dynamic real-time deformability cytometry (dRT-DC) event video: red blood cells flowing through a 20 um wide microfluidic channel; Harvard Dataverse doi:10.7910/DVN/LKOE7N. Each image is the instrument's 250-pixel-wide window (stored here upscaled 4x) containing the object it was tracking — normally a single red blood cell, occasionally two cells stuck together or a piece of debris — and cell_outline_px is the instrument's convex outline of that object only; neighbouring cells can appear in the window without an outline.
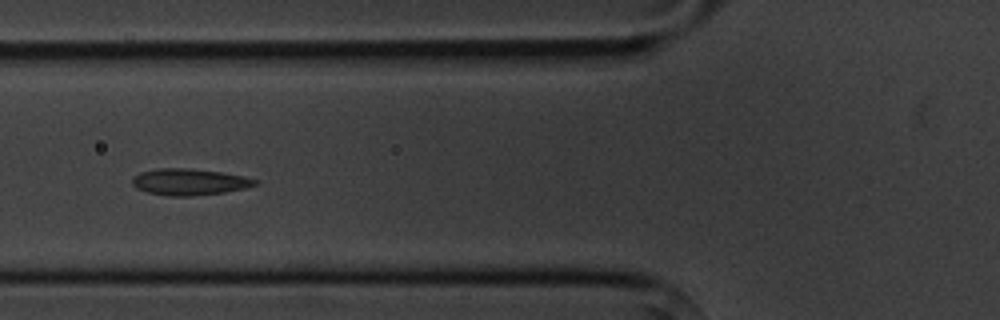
{"species": "common noctule bat (a hibernating species)", "species_latin": "Nyctalus noctula", "temperature_condition": "cold", "stored_images_in_passage": 9, "camera_frame_rate_fps": 3000, "um_per_image_px": 0.085, "animal": {"sex": "male", "body_mass_g": 20.1, "forearm_length_mm": 53.5}, "frame": {"image": 1, "passage_image": 6, "time_ms": 6.0, "image_size_px": [1000, 320], "cell_outline_px": [[260, 180], [256, 184], [244, 188], [224, 192], [192, 196], [168, 196], [148, 192], [136, 188], [132, 184], [132, 176], [140, 172], [156, 168], [192, 168], [220, 172], [244, 176]], "centroid_in_image_um": [16.06, 15.45], "position_along_channel_um": 109.7, "area_um2": 19.02}}
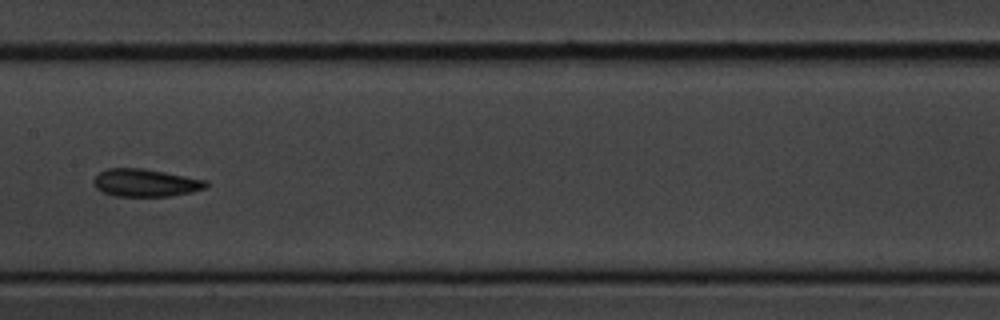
{"frame": {"image": 2, "passage_image": 8, "time_ms": 8.333, "image_size_px": [1000, 320], "cell_outline_px": [[208, 184], [204, 188], [192, 192], [168, 196], [116, 196], [104, 192], [96, 188], [92, 180], [100, 172], [108, 168], [144, 168], [208, 180]], "centroid_in_image_um": [12.37, 15.53], "position_along_channel_um": 195.0, "area_um2": 18.09}}
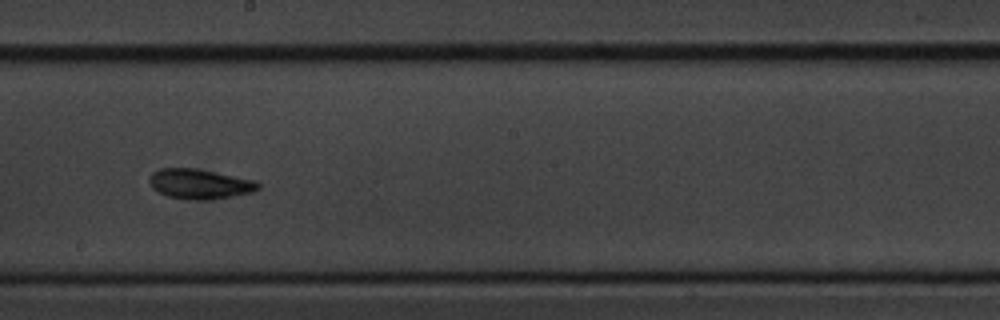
{"frame": {"image": 3, "passage_image": 9, "time_ms": 9.333, "image_size_px": [1000, 320], "cell_outline_px": [[260, 188], [252, 192], [232, 196], [208, 200], [192, 200], [168, 196], [156, 192], [152, 188], [148, 180], [152, 172], [160, 168], [196, 168], [256, 180], [260, 184]], "centroid_in_image_um": [16.96, 15.63], "position_along_channel_um": 231.2, "area_um2": 19.13}}